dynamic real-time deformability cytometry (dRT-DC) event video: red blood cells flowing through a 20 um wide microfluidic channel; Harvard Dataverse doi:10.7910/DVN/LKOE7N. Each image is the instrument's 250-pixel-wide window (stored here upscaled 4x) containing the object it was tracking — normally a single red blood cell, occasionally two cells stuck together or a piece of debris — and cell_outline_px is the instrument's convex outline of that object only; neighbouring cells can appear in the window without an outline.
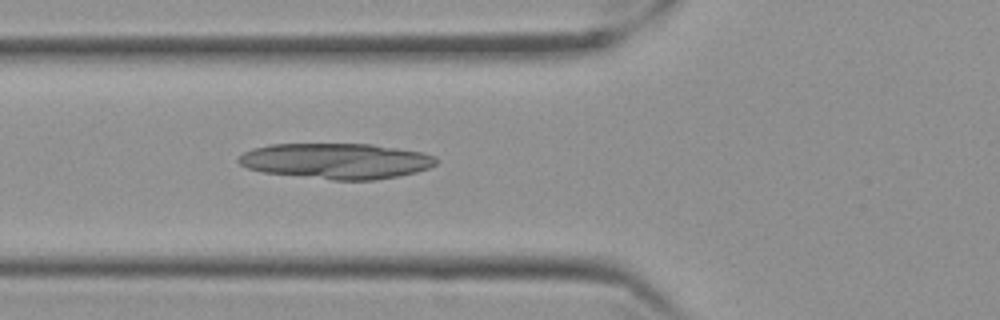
{"species": "Egyptian fruit bat (a non-hibernating species)", "species_latin": "Rousettus aegyptiacus", "temperature_condition": "cold", "stored_images_in_passage": 50, "camera_frame_rate_fps": 3000, "um_per_image_px": 0.085, "frame": {"image": 1, "passage_image": 14, "time_ms": 4.333, "image_size_px": [1000, 320], "cell_outline_px": [[436, 164], [428, 168], [416, 172], [376, 180], [332, 180], [264, 172], [248, 168], [240, 164], [236, 160], [244, 152], [252, 148], [272, 144], [372, 144], [424, 152], [436, 156]], "centroid_in_image_um": [28.6, 13.68], "position_along_channel_um": 97.2, "area_um2": 41.04}}
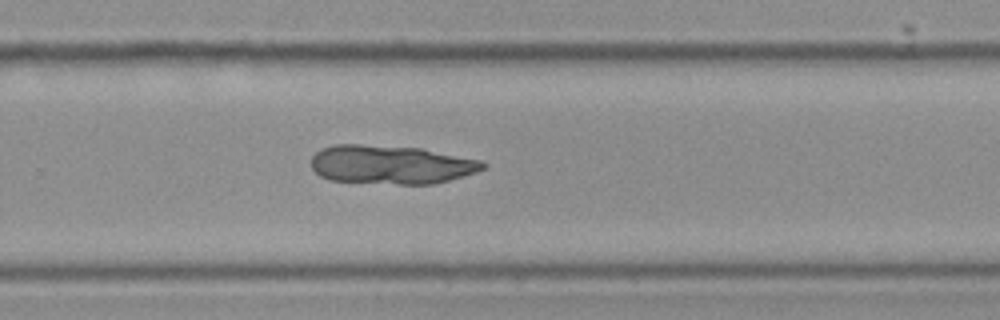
{"frame": {"image": 2, "passage_image": 31, "time_ms": 10.0, "image_size_px": [1000, 320], "cell_outline_px": [[488, 164], [484, 168], [476, 172], [448, 180], [432, 184], [400, 184], [328, 180], [320, 176], [312, 168], [312, 156], [320, 148], [332, 144], [360, 144], [420, 148], [480, 160]], "centroid_in_image_um": [33.2, 13.98], "position_along_channel_um": 296.6, "area_um2": 38.73}}
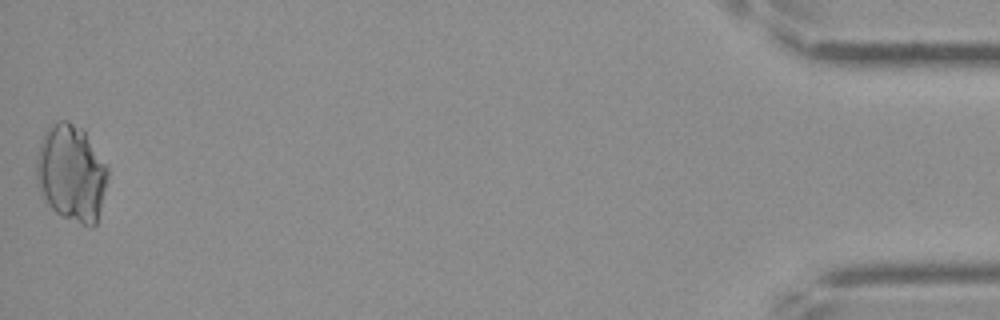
{"frame": {"image": 3, "passage_image": 50, "time_ms": 16.333, "image_size_px": [1000, 320], "cell_outline_px": [[108, 176], [96, 224], [92, 228], [60, 216], [48, 204], [36, 184], [36, 156], [44, 132], [52, 124], [60, 120], [68, 120], [80, 128], [84, 132], [108, 168]], "centroid_in_image_um": [6.03, 14.73], "position_along_channel_um": 429.2, "area_um2": 40.0}}